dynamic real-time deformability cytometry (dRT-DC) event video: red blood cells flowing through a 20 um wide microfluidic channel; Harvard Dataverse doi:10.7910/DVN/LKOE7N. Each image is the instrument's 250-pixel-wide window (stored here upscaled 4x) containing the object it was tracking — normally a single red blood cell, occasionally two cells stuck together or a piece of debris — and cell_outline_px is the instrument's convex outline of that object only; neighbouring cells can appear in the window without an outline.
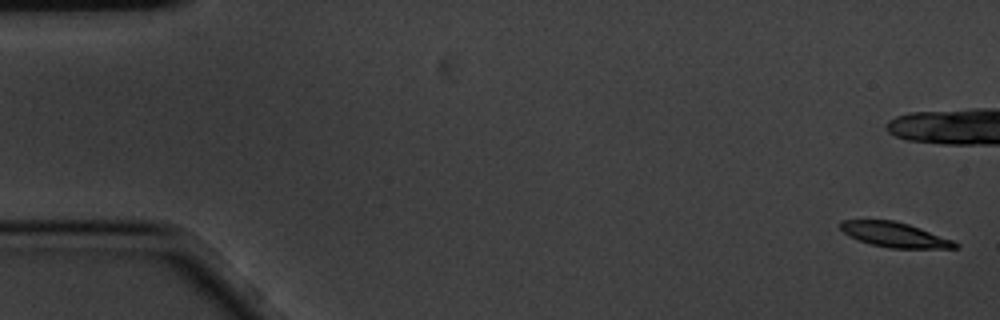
{"species": "common noctule bat (a hibernating species)", "species_latin": "Nyctalus noctula", "temperature_condition": "cold", "stored_images_in_passage": 13, "camera_frame_rate_fps": 3000, "um_per_image_px": 0.085, "animal": {"sex": "male", "body_mass_g": 20.1, "forearm_length_mm": 53.5}, "frame": {"image": 1, "passage_image": 1, "time_ms": 0.0, "image_size_px": [1000, 320], "cell_outline_px": [[960, 248], [888, 248], [872, 244], [848, 236], [836, 224], [840, 220], [892, 220], [908, 224], [920, 228], [952, 240], [960, 244]], "centroid_in_image_um": [76.01, 19.95], "position_along_channel_um": 9.0, "area_um2": 16.59}}